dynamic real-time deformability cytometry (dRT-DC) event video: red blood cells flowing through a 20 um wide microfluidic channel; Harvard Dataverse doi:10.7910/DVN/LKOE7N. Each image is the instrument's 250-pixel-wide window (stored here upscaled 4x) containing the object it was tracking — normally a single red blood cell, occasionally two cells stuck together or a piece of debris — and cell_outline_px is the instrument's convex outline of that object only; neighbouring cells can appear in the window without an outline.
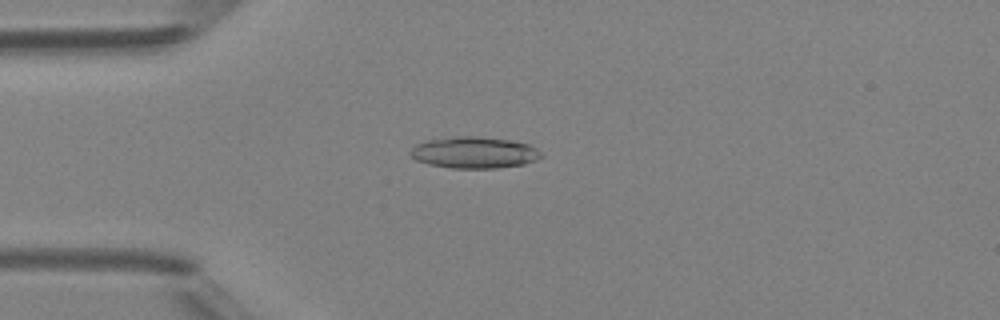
{"species": "Egyptian fruit bat (a non-hibernating species)", "species_latin": "Rousettus aegyptiacus", "temperature_condition": "room temperature", "stored_images_in_passage": 49, "camera_frame_rate_fps": 3000, "um_per_image_px": 0.085, "animal": {"sex": "female"}, "frame": {"image": 1, "passage_image": 13, "time_ms": 4.0, "image_size_px": [1000, 320], "cell_outline_px": [[544, 156], [536, 160], [524, 164], [496, 168], [452, 168], [428, 164], [416, 160], [408, 152], [416, 144], [428, 140], [460, 136], [476, 136], [508, 140], [528, 144], [536, 148]], "centroid_in_image_um": [40.31, 12.97], "position_along_channel_um": 44.7, "area_um2": 23.87}}
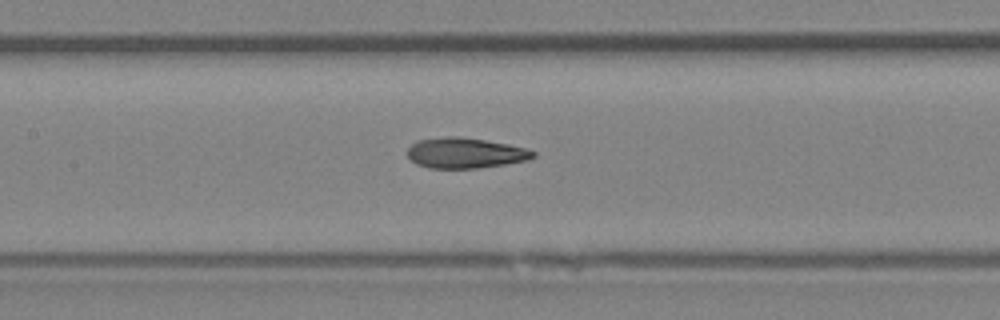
{"frame": {"image": 2, "passage_image": 23, "time_ms": 7.333, "image_size_px": [1000, 320], "cell_outline_px": [[536, 156], [528, 160], [504, 164], [476, 168], [428, 168], [416, 164], [408, 156], [408, 148], [416, 140], [448, 136], [460, 136], [508, 144], [528, 148], [536, 152]], "centroid_in_image_um": [39.55, 13.0], "position_along_channel_um": 167.8, "area_um2": 22.37}}
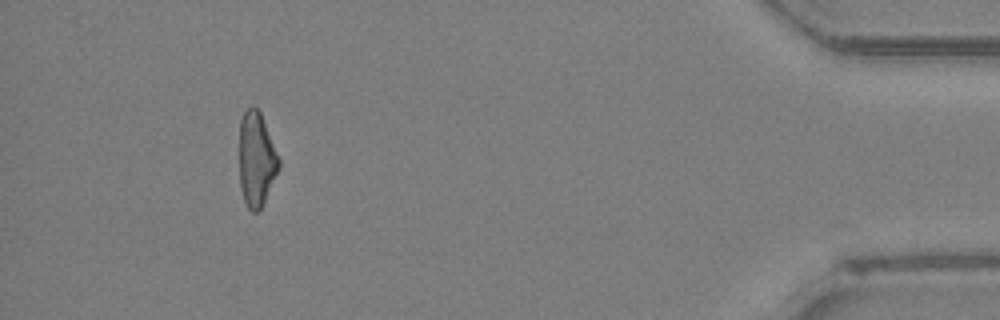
{"frame": {"image": 3, "passage_image": 45, "time_ms": 14.667, "image_size_px": [1000, 320], "cell_outline_px": [[280, 168], [260, 208], [256, 212], [252, 212], [248, 208], [244, 200], [240, 188], [240, 120], [244, 112], [252, 104], [260, 112], [280, 156]], "centroid_in_image_um": [21.81, 13.51], "position_along_channel_um": 413.4, "area_um2": 21.73}, "authors_computed_cell_mechanics": {"area_um2": 22.7154, "velocity_mm_per_s": 4.2461, "shape_relaxation_time_tau1_ms": 9.0139, "shape_relaxation_time_tau2_ms": 2.3984, "deformation_change_tau1": 0.2361, "deformation_change_tau2": 0.1042}}